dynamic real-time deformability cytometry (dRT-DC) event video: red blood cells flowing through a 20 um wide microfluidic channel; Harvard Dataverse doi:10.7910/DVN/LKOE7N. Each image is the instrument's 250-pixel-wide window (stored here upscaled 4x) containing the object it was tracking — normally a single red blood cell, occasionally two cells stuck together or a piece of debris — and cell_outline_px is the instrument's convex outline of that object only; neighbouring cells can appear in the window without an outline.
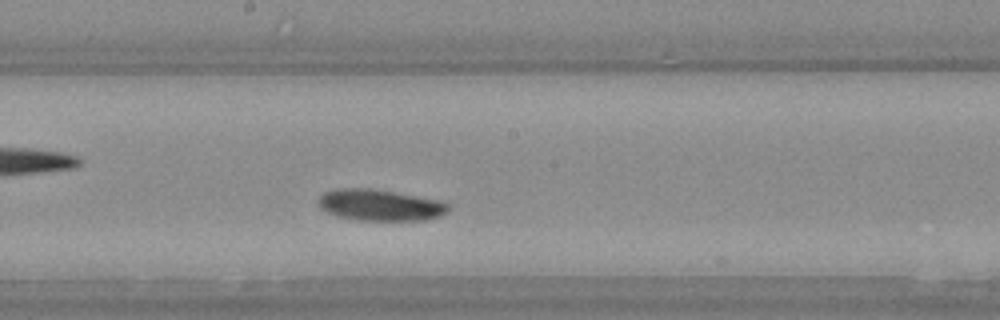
{"species": "Egyptian fruit bat (a non-hibernating species)", "species_latin": "Rousettus aegyptiacus", "temperature_condition": "warm", "stored_images_in_passage": 26, "camera_frame_rate_fps": 3000, "um_per_image_px": 0.085, "animal": {"sex": "female"}, "frame": {"image": 1, "passage_image": 12, "time_ms": 3.667, "image_size_px": [1000, 320], "cell_outline_px": [[448, 212], [440, 216], [424, 220], [356, 220], [340, 216], [328, 212], [320, 208], [316, 204], [316, 200], [324, 192], [336, 188], [368, 188], [392, 192], [436, 200], [448, 204]], "centroid_in_image_um": [32.23, 17.43], "position_along_channel_um": 216.0, "area_um2": 23.47}}